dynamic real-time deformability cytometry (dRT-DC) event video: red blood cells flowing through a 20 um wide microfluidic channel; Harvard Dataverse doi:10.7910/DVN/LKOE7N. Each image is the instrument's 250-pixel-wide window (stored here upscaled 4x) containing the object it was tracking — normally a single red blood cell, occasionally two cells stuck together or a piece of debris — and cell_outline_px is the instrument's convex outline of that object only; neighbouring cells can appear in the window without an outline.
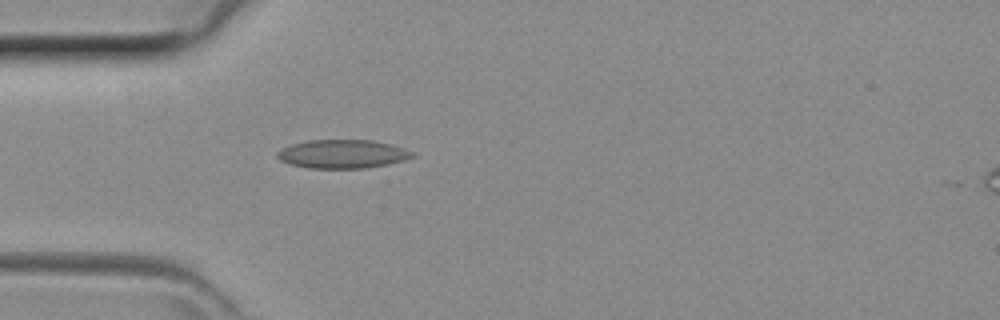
{"species": "common noctule bat (a hibernating species)", "species_latin": "Nyctalus noctula", "temperature_condition": "room temperature", "stored_images_in_passage": 38, "camera_frame_rate_fps": 3000, "um_per_image_px": 0.085, "animal": {"sex": "female", "body_mass_g": 29.2, "forearm_length_mm": 56.3}, "frame": {"image": 1, "passage_image": 8, "time_ms": 2.333, "image_size_px": [1000, 320], "cell_outline_px": [[416, 152], [412, 156], [404, 160], [388, 164], [364, 168], [308, 168], [288, 164], [280, 160], [276, 156], [276, 152], [292, 144], [308, 140], [372, 140], [392, 144]], "centroid_in_image_um": [29.11, 13.09], "position_along_channel_um": 55.9, "area_um2": 22.54}}
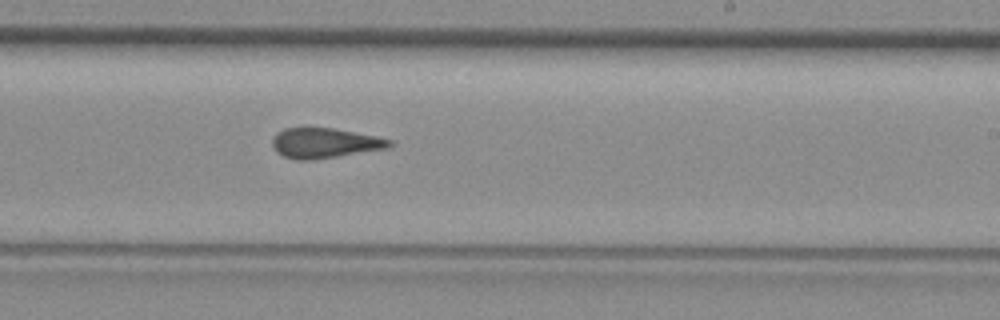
{"frame": {"image": 2, "passage_image": 21, "time_ms": 6.667, "image_size_px": [1000, 320], "cell_outline_px": [[392, 144], [388, 148], [312, 160], [296, 160], [284, 156], [276, 152], [272, 144], [272, 140], [276, 132], [284, 128], [332, 128], [376, 136], [392, 140]], "centroid_in_image_um": [27.57, 12.16], "position_along_channel_um": 261.4, "area_um2": 20.4}}
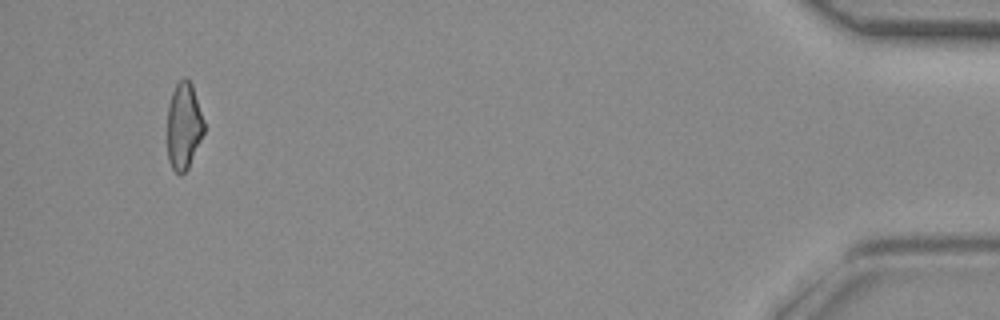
{"frame": {"image": 3, "passage_image": 36, "time_ms": 11.667, "image_size_px": [1000, 320], "cell_outline_px": [[204, 132], [188, 168], [180, 176], [172, 168], [168, 160], [168, 104], [172, 92], [176, 84], [184, 76], [192, 84], [204, 120]], "centroid_in_image_um": [15.62, 10.7], "position_along_channel_um": 419.6, "area_um2": 18.5}}